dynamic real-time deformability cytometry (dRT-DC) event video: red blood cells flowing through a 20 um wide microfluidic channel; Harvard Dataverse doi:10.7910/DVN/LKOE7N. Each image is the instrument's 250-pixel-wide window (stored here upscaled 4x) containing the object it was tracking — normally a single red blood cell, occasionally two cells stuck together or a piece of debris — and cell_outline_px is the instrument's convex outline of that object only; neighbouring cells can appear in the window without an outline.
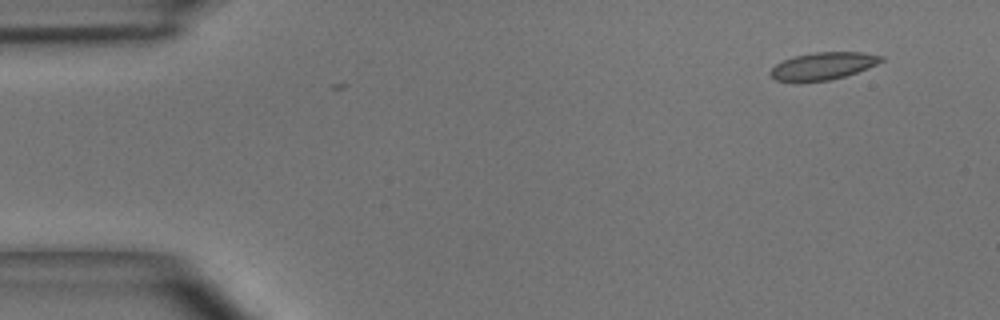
{"species": "common noctule bat (a hibernating species)", "species_latin": "Nyctalus noctula", "temperature_condition": "room temperature", "stored_images_in_passage": 2, "camera_frame_rate_fps": 3000, "um_per_image_px": 0.085, "animal": {"sex": "male", "body_mass_g": 15.6}, "frame": {"image": 1, "passage_image": 1, "time_ms": 0.0, "image_size_px": [1000, 320], "cell_outline_px": [[884, 60], [868, 68], [844, 76], [828, 80], [796, 84], [776, 80], [768, 72], [776, 64], [792, 56], [816, 52], [864, 52], [884, 56]], "centroid_in_image_um": [69.91, 5.63], "position_along_channel_um": 15.1, "area_um2": 18.03}}